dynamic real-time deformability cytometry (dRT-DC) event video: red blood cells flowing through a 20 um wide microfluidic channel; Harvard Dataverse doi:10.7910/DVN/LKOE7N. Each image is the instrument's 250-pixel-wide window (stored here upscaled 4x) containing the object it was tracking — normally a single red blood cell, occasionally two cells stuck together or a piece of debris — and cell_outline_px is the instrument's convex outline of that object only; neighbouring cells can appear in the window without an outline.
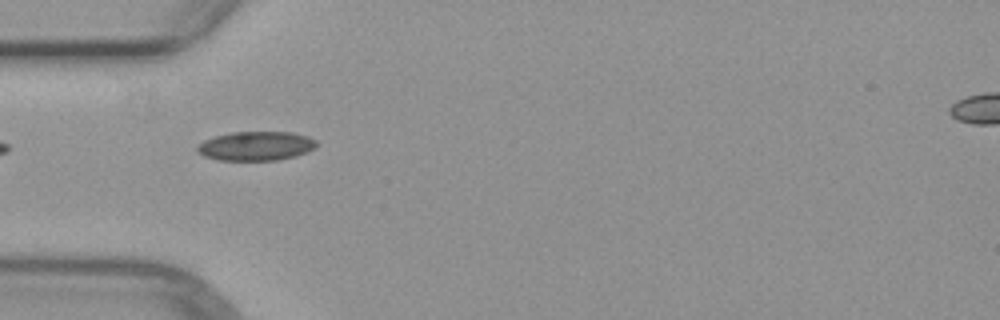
{"species": "common noctule bat (a hibernating species)", "species_latin": "Nyctalus noctula", "temperature_condition": "warm", "stored_images_in_passage": 1, "camera_frame_rate_fps": 3000, "um_per_image_px": 0.085, "animal": {"sex": "female", "body_mass_g": 29.2, "forearm_length_mm": 56.3}, "frame": {"image": 1, "passage_image": 1, "time_ms": 0.0, "image_size_px": [1000, 320], "cell_outline_px": [[316, 148], [296, 156], [276, 160], [220, 160], [204, 156], [196, 148], [204, 140], [216, 136], [232, 132], [292, 132], [308, 136], [316, 140]], "centroid_in_image_um": [21.8, 12.4], "position_along_channel_um": 63.2, "area_um2": 20.11}}